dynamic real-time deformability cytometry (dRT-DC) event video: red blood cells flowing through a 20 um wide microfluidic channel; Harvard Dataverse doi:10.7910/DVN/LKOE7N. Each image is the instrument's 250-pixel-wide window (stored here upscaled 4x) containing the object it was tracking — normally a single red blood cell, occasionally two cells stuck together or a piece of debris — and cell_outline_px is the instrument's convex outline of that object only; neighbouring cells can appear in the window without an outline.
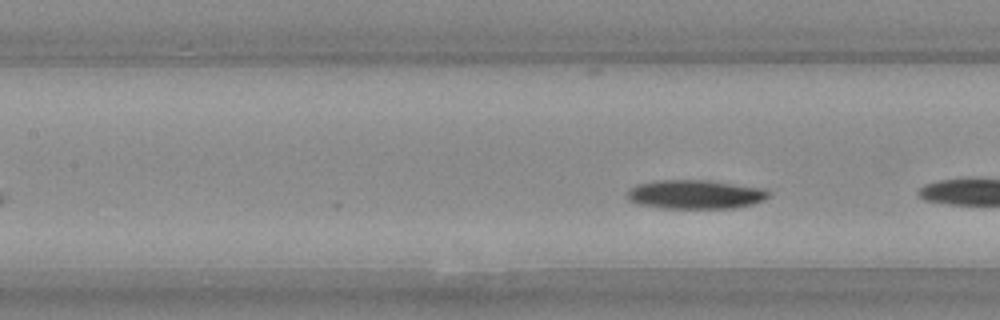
{"species": "Egyptian fruit bat (a non-hibernating species)", "species_latin": "Rousettus aegyptiacus", "temperature_condition": "warm", "stored_images_in_passage": 7, "camera_frame_rate_fps": 3000, "um_per_image_px": 0.085, "animal": {"sex": "female"}, "frame": {"image": 1, "passage_image": 7, "time_ms": 2.0, "image_size_px": [1000, 320], "cell_outline_px": [[772, 192], [764, 200], [752, 204], [736, 208], [664, 208], [636, 204], [628, 200], [628, 192], [636, 184], [660, 180], [708, 180], [764, 188]], "centroid_in_image_um": [59.13, 16.52], "position_along_channel_um": 148.3, "area_um2": 23.93}}